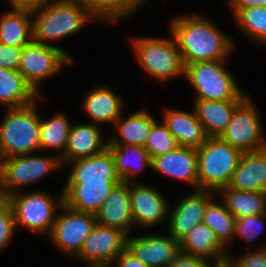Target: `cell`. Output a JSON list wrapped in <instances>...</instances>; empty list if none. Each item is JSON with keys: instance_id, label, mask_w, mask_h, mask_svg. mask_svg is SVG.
I'll list each match as a JSON object with an SVG mask.
<instances>
[{"instance_id": "6da1fadb", "label": "cell", "mask_w": 266, "mask_h": 267, "mask_svg": "<svg viewBox=\"0 0 266 267\" xmlns=\"http://www.w3.org/2000/svg\"><path fill=\"white\" fill-rule=\"evenodd\" d=\"M170 32L185 67L195 62L226 59L234 48L232 39L205 17L191 14L175 17Z\"/></svg>"}, {"instance_id": "7a4b0ae2", "label": "cell", "mask_w": 266, "mask_h": 267, "mask_svg": "<svg viewBox=\"0 0 266 267\" xmlns=\"http://www.w3.org/2000/svg\"><path fill=\"white\" fill-rule=\"evenodd\" d=\"M31 14L33 40L45 45L79 32L96 19L80 0H50Z\"/></svg>"}, {"instance_id": "3957f363", "label": "cell", "mask_w": 266, "mask_h": 267, "mask_svg": "<svg viewBox=\"0 0 266 267\" xmlns=\"http://www.w3.org/2000/svg\"><path fill=\"white\" fill-rule=\"evenodd\" d=\"M36 101L18 107L8 108L0 123V160L7 157L34 154L40 150L41 118Z\"/></svg>"}, {"instance_id": "277c9868", "label": "cell", "mask_w": 266, "mask_h": 267, "mask_svg": "<svg viewBox=\"0 0 266 267\" xmlns=\"http://www.w3.org/2000/svg\"><path fill=\"white\" fill-rule=\"evenodd\" d=\"M197 153L199 189L215 192L228 187L243 153L220 137H208Z\"/></svg>"}, {"instance_id": "5b68a950", "label": "cell", "mask_w": 266, "mask_h": 267, "mask_svg": "<svg viewBox=\"0 0 266 267\" xmlns=\"http://www.w3.org/2000/svg\"><path fill=\"white\" fill-rule=\"evenodd\" d=\"M227 59L195 62L185 67V78L195 89V99L244 100L235 77L225 68Z\"/></svg>"}, {"instance_id": "8992f818", "label": "cell", "mask_w": 266, "mask_h": 267, "mask_svg": "<svg viewBox=\"0 0 266 267\" xmlns=\"http://www.w3.org/2000/svg\"><path fill=\"white\" fill-rule=\"evenodd\" d=\"M134 56L147 74L157 80L185 76V66L176 40L172 38H132Z\"/></svg>"}, {"instance_id": "52a82bcc", "label": "cell", "mask_w": 266, "mask_h": 267, "mask_svg": "<svg viewBox=\"0 0 266 267\" xmlns=\"http://www.w3.org/2000/svg\"><path fill=\"white\" fill-rule=\"evenodd\" d=\"M61 192L58 201L42 191L22 195L17 192L8 196V204L13 209L16 227L21 225L49 237L57 215L55 210L64 203V190Z\"/></svg>"}, {"instance_id": "ba28073f", "label": "cell", "mask_w": 266, "mask_h": 267, "mask_svg": "<svg viewBox=\"0 0 266 267\" xmlns=\"http://www.w3.org/2000/svg\"><path fill=\"white\" fill-rule=\"evenodd\" d=\"M62 166L61 157H41L31 154L7 157L0 160V189L10 196L17 193V188L41 180Z\"/></svg>"}, {"instance_id": "9c48e42d", "label": "cell", "mask_w": 266, "mask_h": 267, "mask_svg": "<svg viewBox=\"0 0 266 267\" xmlns=\"http://www.w3.org/2000/svg\"><path fill=\"white\" fill-rule=\"evenodd\" d=\"M70 57L67 51L57 45H45L32 40L24 46L18 71L39 94V83L46 80L47 77L57 74L65 65L72 63Z\"/></svg>"}, {"instance_id": "30bf717a", "label": "cell", "mask_w": 266, "mask_h": 267, "mask_svg": "<svg viewBox=\"0 0 266 267\" xmlns=\"http://www.w3.org/2000/svg\"><path fill=\"white\" fill-rule=\"evenodd\" d=\"M259 114L247 96L235 109L220 138L242 153L266 148Z\"/></svg>"}, {"instance_id": "8fae6325", "label": "cell", "mask_w": 266, "mask_h": 267, "mask_svg": "<svg viewBox=\"0 0 266 267\" xmlns=\"http://www.w3.org/2000/svg\"><path fill=\"white\" fill-rule=\"evenodd\" d=\"M60 209L64 211L56 216L49 238L63 253L77 256L97 223L96 215L75 211L64 203Z\"/></svg>"}, {"instance_id": "7c38bea8", "label": "cell", "mask_w": 266, "mask_h": 267, "mask_svg": "<svg viewBox=\"0 0 266 267\" xmlns=\"http://www.w3.org/2000/svg\"><path fill=\"white\" fill-rule=\"evenodd\" d=\"M128 235L120 229L96 223L76 256L89 265L113 263L127 248Z\"/></svg>"}, {"instance_id": "4fadbf2b", "label": "cell", "mask_w": 266, "mask_h": 267, "mask_svg": "<svg viewBox=\"0 0 266 267\" xmlns=\"http://www.w3.org/2000/svg\"><path fill=\"white\" fill-rule=\"evenodd\" d=\"M180 200L170 208L168 215V230L175 240L180 241L195 226L204 221L205 209L208 203L215 198L212 191L198 189Z\"/></svg>"}, {"instance_id": "5bb4252c", "label": "cell", "mask_w": 266, "mask_h": 267, "mask_svg": "<svg viewBox=\"0 0 266 267\" xmlns=\"http://www.w3.org/2000/svg\"><path fill=\"white\" fill-rule=\"evenodd\" d=\"M130 203L134 225L154 227L168 218L169 203L149 185L130 182Z\"/></svg>"}, {"instance_id": "9a60e30c", "label": "cell", "mask_w": 266, "mask_h": 267, "mask_svg": "<svg viewBox=\"0 0 266 267\" xmlns=\"http://www.w3.org/2000/svg\"><path fill=\"white\" fill-rule=\"evenodd\" d=\"M127 249L147 267H169L181 253L180 242L171 235L128 236Z\"/></svg>"}, {"instance_id": "2e32d148", "label": "cell", "mask_w": 266, "mask_h": 267, "mask_svg": "<svg viewBox=\"0 0 266 267\" xmlns=\"http://www.w3.org/2000/svg\"><path fill=\"white\" fill-rule=\"evenodd\" d=\"M152 170L199 189L197 149L178 146L152 159Z\"/></svg>"}, {"instance_id": "e0dca14e", "label": "cell", "mask_w": 266, "mask_h": 267, "mask_svg": "<svg viewBox=\"0 0 266 267\" xmlns=\"http://www.w3.org/2000/svg\"><path fill=\"white\" fill-rule=\"evenodd\" d=\"M66 183L121 182L115 170L113 153L109 147L93 156L73 160Z\"/></svg>"}, {"instance_id": "ac0fdd59", "label": "cell", "mask_w": 266, "mask_h": 267, "mask_svg": "<svg viewBox=\"0 0 266 267\" xmlns=\"http://www.w3.org/2000/svg\"><path fill=\"white\" fill-rule=\"evenodd\" d=\"M95 215L98 224L120 229L129 236L130 228L134 226L130 183L120 182L116 185Z\"/></svg>"}, {"instance_id": "d6986e66", "label": "cell", "mask_w": 266, "mask_h": 267, "mask_svg": "<svg viewBox=\"0 0 266 267\" xmlns=\"http://www.w3.org/2000/svg\"><path fill=\"white\" fill-rule=\"evenodd\" d=\"M119 183H66L63 188L64 204L78 212L96 214Z\"/></svg>"}, {"instance_id": "ffe728a7", "label": "cell", "mask_w": 266, "mask_h": 267, "mask_svg": "<svg viewBox=\"0 0 266 267\" xmlns=\"http://www.w3.org/2000/svg\"><path fill=\"white\" fill-rule=\"evenodd\" d=\"M180 250L184 254L214 259L217 266L228 263L226 248L215 237L213 230L204 222L195 226L180 241Z\"/></svg>"}, {"instance_id": "44dd1931", "label": "cell", "mask_w": 266, "mask_h": 267, "mask_svg": "<svg viewBox=\"0 0 266 267\" xmlns=\"http://www.w3.org/2000/svg\"><path fill=\"white\" fill-rule=\"evenodd\" d=\"M101 128L96 124L72 125L67 146L60 155L62 163H72L73 160L93 156L108 147V141L103 143Z\"/></svg>"}, {"instance_id": "7402d4cb", "label": "cell", "mask_w": 266, "mask_h": 267, "mask_svg": "<svg viewBox=\"0 0 266 267\" xmlns=\"http://www.w3.org/2000/svg\"><path fill=\"white\" fill-rule=\"evenodd\" d=\"M188 112L168 109L164 113L163 122L174 136L178 146L200 148L208 138L195 110Z\"/></svg>"}, {"instance_id": "603a6c76", "label": "cell", "mask_w": 266, "mask_h": 267, "mask_svg": "<svg viewBox=\"0 0 266 267\" xmlns=\"http://www.w3.org/2000/svg\"><path fill=\"white\" fill-rule=\"evenodd\" d=\"M229 187L266 192V148L241 155Z\"/></svg>"}, {"instance_id": "cb8c5ba5", "label": "cell", "mask_w": 266, "mask_h": 267, "mask_svg": "<svg viewBox=\"0 0 266 267\" xmlns=\"http://www.w3.org/2000/svg\"><path fill=\"white\" fill-rule=\"evenodd\" d=\"M194 110L208 137H220L243 100L194 99Z\"/></svg>"}, {"instance_id": "d4e9b609", "label": "cell", "mask_w": 266, "mask_h": 267, "mask_svg": "<svg viewBox=\"0 0 266 267\" xmlns=\"http://www.w3.org/2000/svg\"><path fill=\"white\" fill-rule=\"evenodd\" d=\"M122 98L106 86H98L86 95L83 107L92 124L113 123L121 117Z\"/></svg>"}, {"instance_id": "484cf974", "label": "cell", "mask_w": 266, "mask_h": 267, "mask_svg": "<svg viewBox=\"0 0 266 267\" xmlns=\"http://www.w3.org/2000/svg\"><path fill=\"white\" fill-rule=\"evenodd\" d=\"M40 98V94L27 83L18 70L0 68V104L8 108L29 105Z\"/></svg>"}, {"instance_id": "4316f807", "label": "cell", "mask_w": 266, "mask_h": 267, "mask_svg": "<svg viewBox=\"0 0 266 267\" xmlns=\"http://www.w3.org/2000/svg\"><path fill=\"white\" fill-rule=\"evenodd\" d=\"M155 122L156 120L151 113L143 109L131 114L124 120L121 115L114 124L121 138L119 136L110 138L108 145H138L144 147Z\"/></svg>"}, {"instance_id": "83f0119b", "label": "cell", "mask_w": 266, "mask_h": 267, "mask_svg": "<svg viewBox=\"0 0 266 267\" xmlns=\"http://www.w3.org/2000/svg\"><path fill=\"white\" fill-rule=\"evenodd\" d=\"M218 192L223 203L235 218H244L266 213V192L242 191L225 187Z\"/></svg>"}, {"instance_id": "f1b7e54d", "label": "cell", "mask_w": 266, "mask_h": 267, "mask_svg": "<svg viewBox=\"0 0 266 267\" xmlns=\"http://www.w3.org/2000/svg\"><path fill=\"white\" fill-rule=\"evenodd\" d=\"M0 16V43L26 46L33 40V21L30 12L12 10Z\"/></svg>"}, {"instance_id": "f546056e", "label": "cell", "mask_w": 266, "mask_h": 267, "mask_svg": "<svg viewBox=\"0 0 266 267\" xmlns=\"http://www.w3.org/2000/svg\"><path fill=\"white\" fill-rule=\"evenodd\" d=\"M113 153L115 170L121 182H132V175L143 170L145 166L152 168V159L144 147L138 145H108Z\"/></svg>"}, {"instance_id": "4dcf8cb0", "label": "cell", "mask_w": 266, "mask_h": 267, "mask_svg": "<svg viewBox=\"0 0 266 267\" xmlns=\"http://www.w3.org/2000/svg\"><path fill=\"white\" fill-rule=\"evenodd\" d=\"M235 220L236 218L224 203L218 204L213 198L205 209L203 222L213 230L215 237L227 248L228 242L234 238Z\"/></svg>"}, {"instance_id": "1f68e13d", "label": "cell", "mask_w": 266, "mask_h": 267, "mask_svg": "<svg viewBox=\"0 0 266 267\" xmlns=\"http://www.w3.org/2000/svg\"><path fill=\"white\" fill-rule=\"evenodd\" d=\"M71 127L68 118L62 113L55 114L49 120H43L42 118L40 123V150H62L61 154H63Z\"/></svg>"}, {"instance_id": "d6a6232c", "label": "cell", "mask_w": 266, "mask_h": 267, "mask_svg": "<svg viewBox=\"0 0 266 267\" xmlns=\"http://www.w3.org/2000/svg\"><path fill=\"white\" fill-rule=\"evenodd\" d=\"M96 18L115 23L121 18L130 16L137 8L129 0H80Z\"/></svg>"}, {"instance_id": "836d02e7", "label": "cell", "mask_w": 266, "mask_h": 267, "mask_svg": "<svg viewBox=\"0 0 266 267\" xmlns=\"http://www.w3.org/2000/svg\"><path fill=\"white\" fill-rule=\"evenodd\" d=\"M234 17L246 37L266 45V6L241 9Z\"/></svg>"}, {"instance_id": "e575fe53", "label": "cell", "mask_w": 266, "mask_h": 267, "mask_svg": "<svg viewBox=\"0 0 266 267\" xmlns=\"http://www.w3.org/2000/svg\"><path fill=\"white\" fill-rule=\"evenodd\" d=\"M178 147L174 136L168 130V127L162 122L157 121L153 124L150 136L144 146L151 159L156 156L167 154Z\"/></svg>"}, {"instance_id": "d590c367", "label": "cell", "mask_w": 266, "mask_h": 267, "mask_svg": "<svg viewBox=\"0 0 266 267\" xmlns=\"http://www.w3.org/2000/svg\"><path fill=\"white\" fill-rule=\"evenodd\" d=\"M265 218L266 213L250 217L236 218L234 236L244 239L248 245H251L254 239L258 237V234L261 233L260 230L263 228Z\"/></svg>"}, {"instance_id": "8d00e7d4", "label": "cell", "mask_w": 266, "mask_h": 267, "mask_svg": "<svg viewBox=\"0 0 266 267\" xmlns=\"http://www.w3.org/2000/svg\"><path fill=\"white\" fill-rule=\"evenodd\" d=\"M228 267H266V246L260 247L255 252H247L246 254L232 258H228Z\"/></svg>"}, {"instance_id": "74e56055", "label": "cell", "mask_w": 266, "mask_h": 267, "mask_svg": "<svg viewBox=\"0 0 266 267\" xmlns=\"http://www.w3.org/2000/svg\"><path fill=\"white\" fill-rule=\"evenodd\" d=\"M14 212L12 207L8 204L0 212V250L9 243L16 230Z\"/></svg>"}, {"instance_id": "f35d334b", "label": "cell", "mask_w": 266, "mask_h": 267, "mask_svg": "<svg viewBox=\"0 0 266 267\" xmlns=\"http://www.w3.org/2000/svg\"><path fill=\"white\" fill-rule=\"evenodd\" d=\"M24 46H9L0 43V68L18 70Z\"/></svg>"}, {"instance_id": "ab89813d", "label": "cell", "mask_w": 266, "mask_h": 267, "mask_svg": "<svg viewBox=\"0 0 266 267\" xmlns=\"http://www.w3.org/2000/svg\"><path fill=\"white\" fill-rule=\"evenodd\" d=\"M169 267H218L210 265L207 258L180 253Z\"/></svg>"}, {"instance_id": "60d3db41", "label": "cell", "mask_w": 266, "mask_h": 267, "mask_svg": "<svg viewBox=\"0 0 266 267\" xmlns=\"http://www.w3.org/2000/svg\"><path fill=\"white\" fill-rule=\"evenodd\" d=\"M113 264H116V267H147L127 248L114 260Z\"/></svg>"}, {"instance_id": "b9f144b4", "label": "cell", "mask_w": 266, "mask_h": 267, "mask_svg": "<svg viewBox=\"0 0 266 267\" xmlns=\"http://www.w3.org/2000/svg\"><path fill=\"white\" fill-rule=\"evenodd\" d=\"M13 10L34 12L49 0H9Z\"/></svg>"}, {"instance_id": "7bdbcfd3", "label": "cell", "mask_w": 266, "mask_h": 267, "mask_svg": "<svg viewBox=\"0 0 266 267\" xmlns=\"http://www.w3.org/2000/svg\"><path fill=\"white\" fill-rule=\"evenodd\" d=\"M234 17L241 9L266 6V0H228Z\"/></svg>"}, {"instance_id": "ee69618b", "label": "cell", "mask_w": 266, "mask_h": 267, "mask_svg": "<svg viewBox=\"0 0 266 267\" xmlns=\"http://www.w3.org/2000/svg\"><path fill=\"white\" fill-rule=\"evenodd\" d=\"M8 205V196L0 189V212Z\"/></svg>"}, {"instance_id": "f6af8a7d", "label": "cell", "mask_w": 266, "mask_h": 267, "mask_svg": "<svg viewBox=\"0 0 266 267\" xmlns=\"http://www.w3.org/2000/svg\"><path fill=\"white\" fill-rule=\"evenodd\" d=\"M137 9L140 8L146 0H129ZM148 1V0H147Z\"/></svg>"}, {"instance_id": "bcb514c9", "label": "cell", "mask_w": 266, "mask_h": 267, "mask_svg": "<svg viewBox=\"0 0 266 267\" xmlns=\"http://www.w3.org/2000/svg\"><path fill=\"white\" fill-rule=\"evenodd\" d=\"M111 263H103V264H92V265H89L90 267H110ZM112 267V266H111Z\"/></svg>"}]
</instances>
